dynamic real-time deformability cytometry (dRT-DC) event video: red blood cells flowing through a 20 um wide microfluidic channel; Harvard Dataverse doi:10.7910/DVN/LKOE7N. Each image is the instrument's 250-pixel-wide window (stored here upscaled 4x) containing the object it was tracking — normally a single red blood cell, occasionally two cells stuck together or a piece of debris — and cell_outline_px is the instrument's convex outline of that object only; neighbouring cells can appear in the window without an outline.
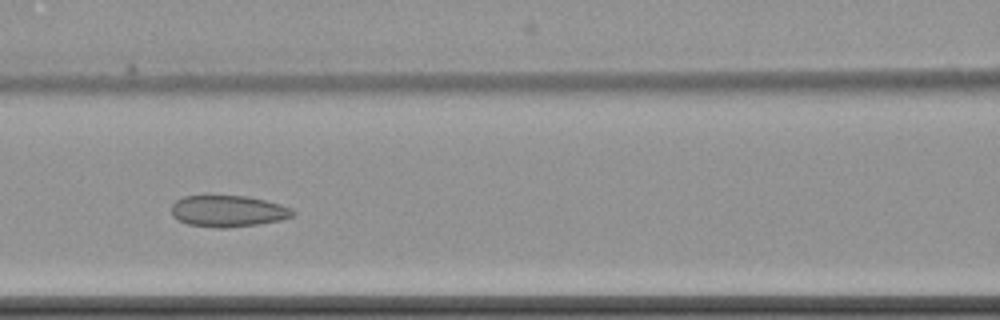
{"species": "common noctule bat (a hibernating species)", "species_latin": "Nyctalus noctula", "temperature_condition": "cold", "stored_images_in_passage": 9, "camera_frame_rate_fps": 3000, "um_per_image_px": 0.085, "animal": {"sex": "female", "body_mass_g": 22.7, "forearm_length_mm": 54.2}, "frame": {"image": 1, "passage_image": 8, "time_ms": 9.333, "image_size_px": [1000, 320], "cell_outline_px": [[296, 212], [292, 216], [280, 220], [260, 224], [228, 228], [216, 228], [188, 224], [172, 216], [172, 204], [176, 200], [184, 196], [248, 196], [280, 204], [292, 208]], "centroid_in_image_um": [19.4, 17.95], "position_along_channel_um": 147.2, "area_um2": 22.25}}
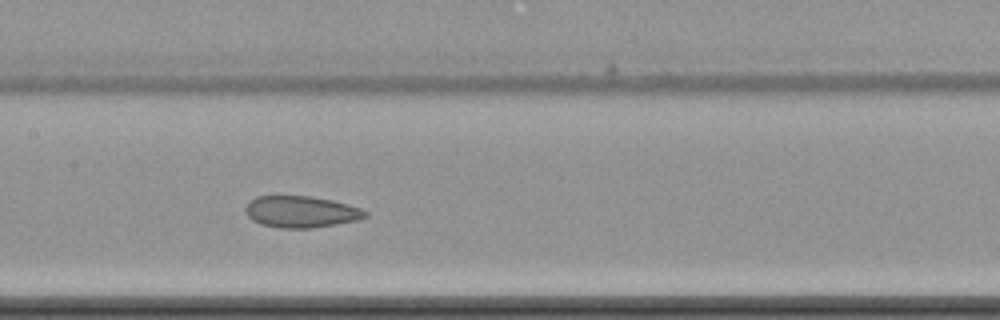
{"frame": {"image": 2, "passage_image": 9, "time_ms": 10.333, "image_size_px": [1000, 320], "cell_outline_px": [[368, 216], [360, 220], [312, 228], [280, 228], [260, 224], [252, 220], [248, 216], [244, 208], [256, 196], [312, 196], [332, 200], [348, 204], [360, 208], [368, 212]], "centroid_in_image_um": [25.62, 18.0], "position_along_channel_um": 181.8, "area_um2": 22.14}}